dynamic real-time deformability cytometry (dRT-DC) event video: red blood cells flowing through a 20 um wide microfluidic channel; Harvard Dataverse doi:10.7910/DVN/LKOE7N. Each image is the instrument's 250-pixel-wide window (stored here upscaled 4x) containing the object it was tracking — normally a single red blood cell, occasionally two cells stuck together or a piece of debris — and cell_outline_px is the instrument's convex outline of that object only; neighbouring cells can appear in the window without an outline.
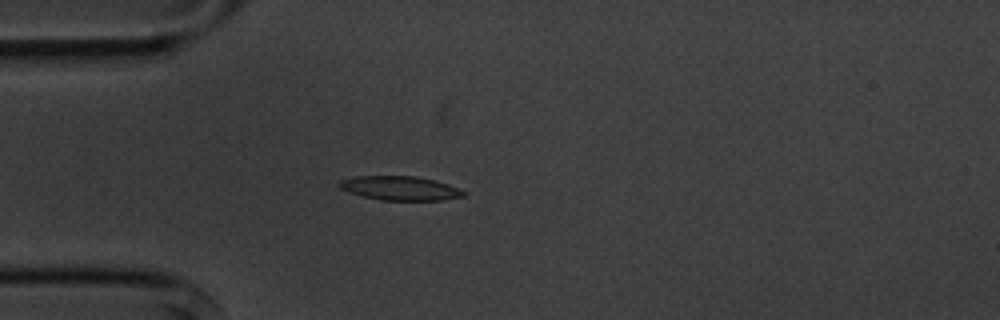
{"species": "common noctule bat (a hibernating species)", "species_latin": "Nyctalus noctula", "temperature_condition": "cold", "stored_images_in_passage": 2, "camera_frame_rate_fps": 3000, "um_per_image_px": 0.085, "animal": {"sex": "male", "body_mass_g": 20.1, "forearm_length_mm": 53.5}, "frame": {"image": 1, "passage_image": 1, "time_ms": 0.0, "image_size_px": [1000, 320], "cell_outline_px": [[468, 192], [464, 196], [444, 200], [380, 200], [364, 196], [340, 188], [336, 184], [340, 180], [356, 176], [416, 176], [436, 180], [448, 184]], "centroid_in_image_um": [34.05, 15.99], "position_along_channel_um": 51.0, "area_um2": 17.46}}